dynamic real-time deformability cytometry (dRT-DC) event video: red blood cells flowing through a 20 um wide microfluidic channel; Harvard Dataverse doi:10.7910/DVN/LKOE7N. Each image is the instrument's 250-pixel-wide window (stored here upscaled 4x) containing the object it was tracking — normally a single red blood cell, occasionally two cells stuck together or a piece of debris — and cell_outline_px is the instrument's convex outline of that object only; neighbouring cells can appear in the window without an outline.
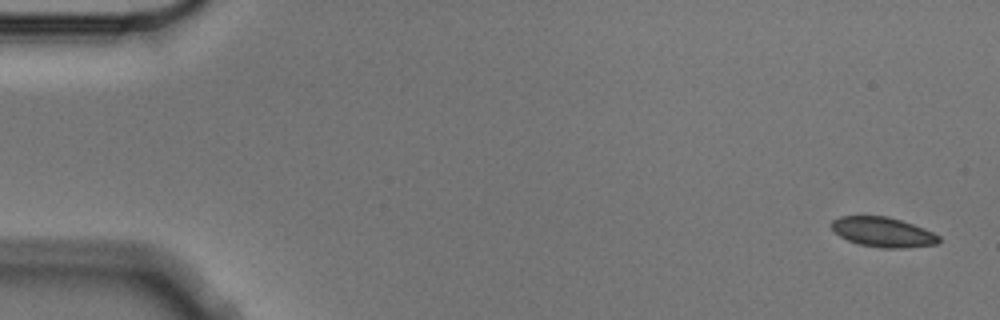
{"species": "Egyptian fruit bat (a non-hibernating species)", "species_latin": "Rousettus aegyptiacus", "temperature_condition": "cold", "stored_images_in_passage": 4, "camera_frame_rate_fps": 3000, "um_per_image_px": 0.085, "animal": {"sex": "male"}, "frame": {"image": 1, "passage_image": 1, "time_ms": 0.0, "image_size_px": [1000, 320], "cell_outline_px": [[940, 240], [936, 244], [908, 248], [880, 248], [860, 244], [848, 240], [832, 232], [832, 220], [840, 216], [888, 216], [924, 228], [940, 236]], "centroid_in_image_um": [75.04, 19.73], "position_along_channel_um": 10.0, "area_um2": 18.67}}
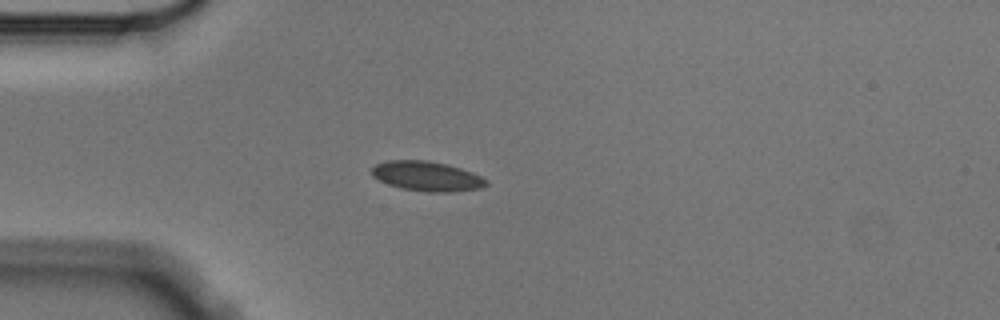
{"frame": {"image": 2, "passage_image": 4, "time_ms": 1.0, "image_size_px": [1000, 320], "cell_outline_px": [[488, 184], [480, 188], [452, 192], [428, 192], [400, 188], [388, 184], [372, 176], [372, 168], [376, 164], [388, 160], [428, 160], [448, 164], [472, 172], [488, 180]], "centroid_in_image_um": [36.29, 14.97], "position_along_channel_um": 48.7, "area_um2": 19.88}}